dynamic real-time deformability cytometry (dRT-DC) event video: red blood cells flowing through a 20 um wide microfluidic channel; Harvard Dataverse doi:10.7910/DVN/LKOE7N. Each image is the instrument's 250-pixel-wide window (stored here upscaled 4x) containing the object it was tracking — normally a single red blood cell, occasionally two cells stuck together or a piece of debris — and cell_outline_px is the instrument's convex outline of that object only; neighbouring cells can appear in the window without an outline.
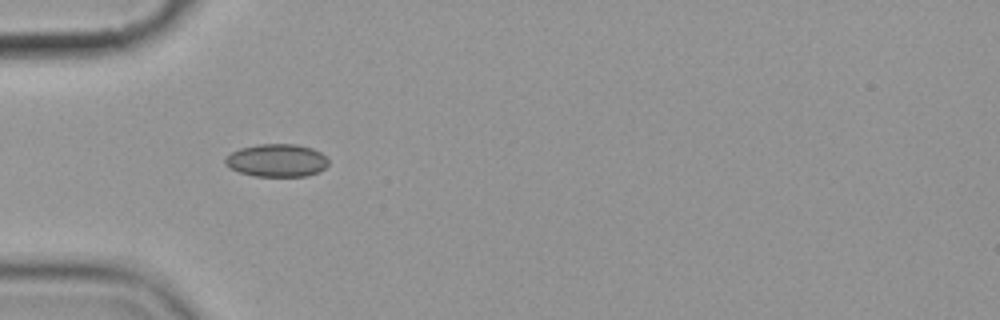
{"species": "common noctule bat (a hibernating species)", "species_latin": "Nyctalus noctula", "temperature_condition": "cold", "stored_images_in_passage": 5, "camera_frame_rate_fps": 3000, "um_per_image_px": 0.085, "animal": {"sex": "female", "body_mass_g": 19.9}, "frame": {"image": 1, "passage_image": 4, "time_ms": 4.333, "image_size_px": [1000, 320], "cell_outline_px": [[328, 164], [324, 168], [316, 172], [304, 176], [252, 176], [240, 172], [224, 164], [224, 160], [232, 152], [240, 148], [260, 144], [296, 144], [312, 148], [320, 152], [328, 160]], "centroid_in_image_um": [23.52, 13.63], "position_along_channel_um": 61.5, "area_um2": 19.54}}
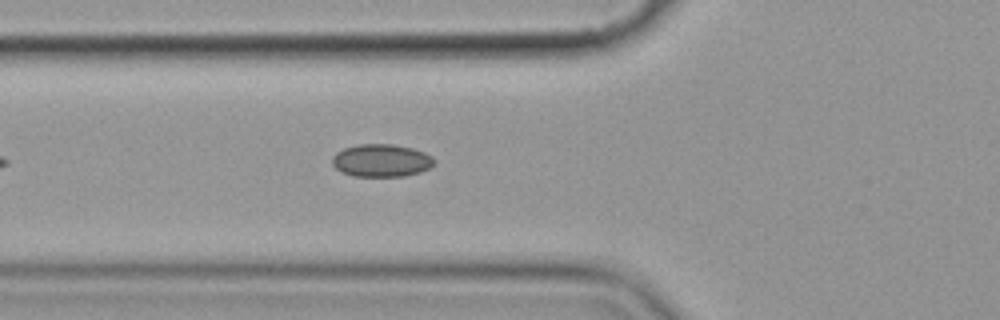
{"frame": {"image": 2, "passage_image": 5, "time_ms": 5.333, "image_size_px": [1000, 320], "cell_outline_px": [[436, 160], [428, 168], [420, 172], [404, 176], [352, 176], [340, 172], [332, 164], [332, 156], [336, 152], [344, 148], [356, 144], [392, 144], [412, 148], [424, 152], [432, 156]], "centroid_in_image_um": [32.38, 13.64], "position_along_channel_um": 93.4, "area_um2": 19.54}}